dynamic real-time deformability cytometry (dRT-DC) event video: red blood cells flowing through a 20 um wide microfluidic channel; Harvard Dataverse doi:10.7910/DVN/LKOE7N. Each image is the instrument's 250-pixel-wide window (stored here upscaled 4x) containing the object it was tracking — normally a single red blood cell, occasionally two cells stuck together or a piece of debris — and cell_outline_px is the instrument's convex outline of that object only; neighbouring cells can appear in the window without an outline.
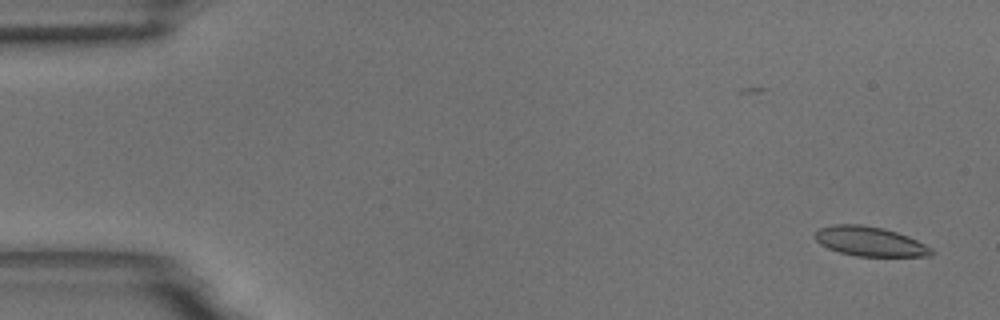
{"species": "common noctule bat (a hibernating species)", "species_latin": "Nyctalus noctula", "temperature_condition": "room temperature", "stored_images_in_passage": 56, "camera_frame_rate_fps": 3000, "um_per_image_px": 0.085, "animal": {"sex": "male", "body_mass_g": 18.8}, "frame": {"image": 1, "passage_image": 3, "time_ms": 0.667, "image_size_px": [1000, 320], "cell_outline_px": [[932, 256], [856, 256], [840, 252], [828, 248], [820, 244], [816, 240], [816, 232], [820, 228], [832, 224], [860, 224], [884, 228], [908, 236], [932, 248]], "centroid_in_image_um": [73.93, 20.51], "position_along_channel_um": 11.1, "area_um2": 19.88}}
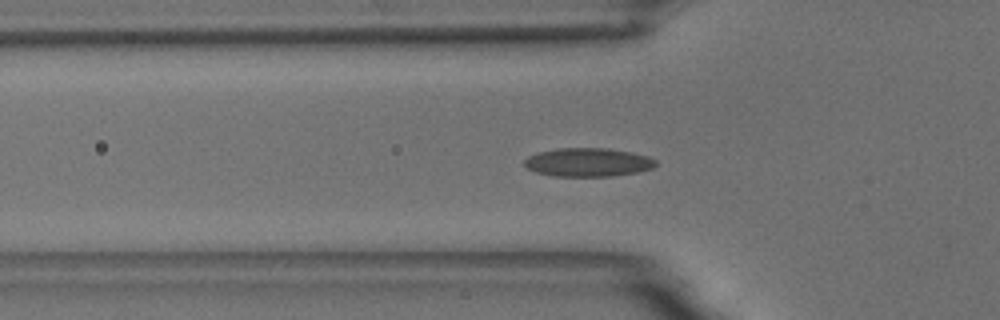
{"frame": {"image": 2, "passage_image": 19, "time_ms": 6.0, "image_size_px": [1000, 320], "cell_outline_px": [[656, 164], [652, 168], [636, 172], [612, 176], [552, 176], [536, 172], [528, 168], [524, 164], [524, 160], [528, 156], [536, 152], [556, 148], [608, 148], [632, 152], [648, 156], [656, 160]], "centroid_in_image_um": [49.96, 13.78], "position_along_channel_um": 75.8, "area_um2": 21.96}}
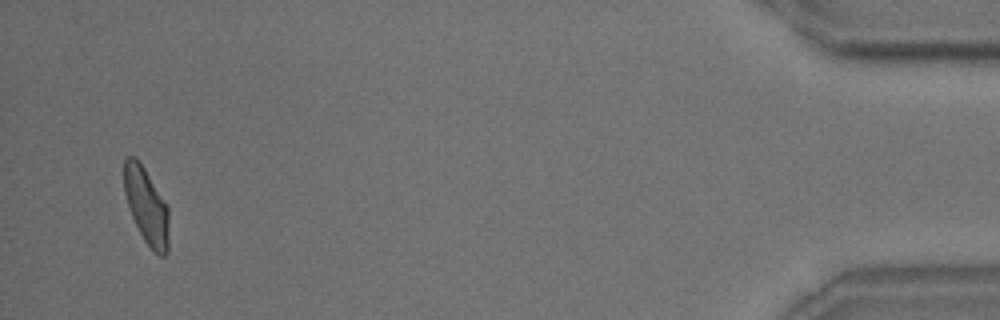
{"frame": {"image": 3, "passage_image": 54, "time_ms": 17.667, "image_size_px": [1000, 320], "cell_outline_px": [[168, 252], [164, 256], [160, 256], [144, 240], [132, 216], [124, 192], [124, 160], [128, 156], [136, 156], [144, 168], [168, 208]], "centroid_in_image_um": [12.43, 17.49], "position_along_channel_um": 422.8, "area_um2": 19.42}, "authors_computed_cell_mechanics": {"area_um2": 20.4612, "velocity_mm_per_s": 3.6638, "shape_relaxation_time_tau1_ms": 5.9455, "shape_relaxation_time_tau2_ms": 1.7417, "deformation_change_tau1": 0.1328, "deformation_change_tau2": 0.0766}}